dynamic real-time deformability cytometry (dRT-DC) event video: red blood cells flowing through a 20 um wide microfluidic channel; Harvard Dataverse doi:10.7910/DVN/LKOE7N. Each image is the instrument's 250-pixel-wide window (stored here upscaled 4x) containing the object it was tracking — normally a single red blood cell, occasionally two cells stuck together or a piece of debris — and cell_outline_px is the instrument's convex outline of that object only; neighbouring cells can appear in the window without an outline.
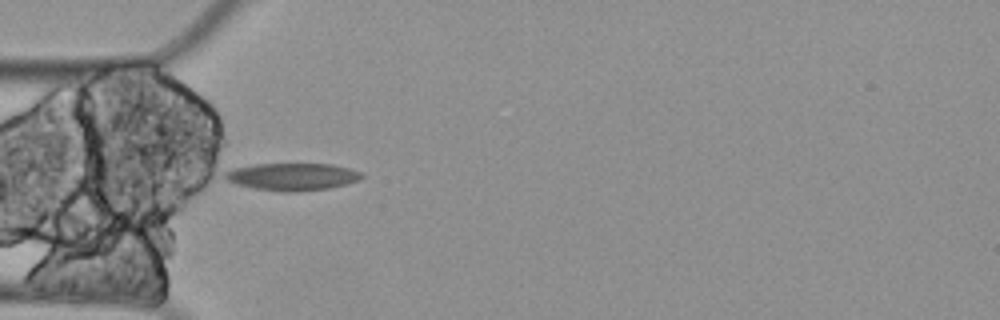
{"species": "Egyptian fruit bat (a non-hibernating species)", "species_latin": "Rousettus aegyptiacus", "temperature_condition": "cold", "stored_images_in_passage": 7, "camera_frame_rate_fps": 3000, "um_per_image_px": 0.085, "animal": {"sex": "female"}, "frame": {"image": 1, "passage_image": 4, "time_ms": 1.0, "image_size_px": [1000, 320], "cell_outline_px": [[364, 176], [360, 180], [328, 188], [300, 192], [284, 192], [256, 188], [236, 184], [228, 180], [224, 176], [224, 172], [232, 168], [256, 164], [332, 164], [348, 168], [360, 172]], "centroid_in_image_um": [24.84, 15.02], "position_along_channel_um": 60.2, "area_um2": 21.68}}
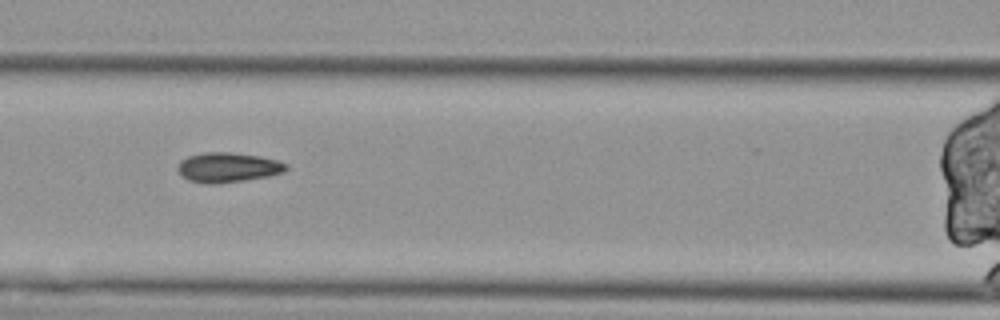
{"frame": {"image": 2, "passage_image": 6, "time_ms": 1.667, "image_size_px": [1000, 320], "cell_outline_px": [[288, 168], [284, 172], [268, 176], [244, 180], [188, 180], [180, 176], [176, 168], [176, 164], [180, 160], [188, 156], [204, 152], [232, 152], [260, 156], [276, 160], [288, 164]], "centroid_in_image_um": [19.37, 14.16], "position_along_channel_um": 147.2, "area_um2": 18.15}}
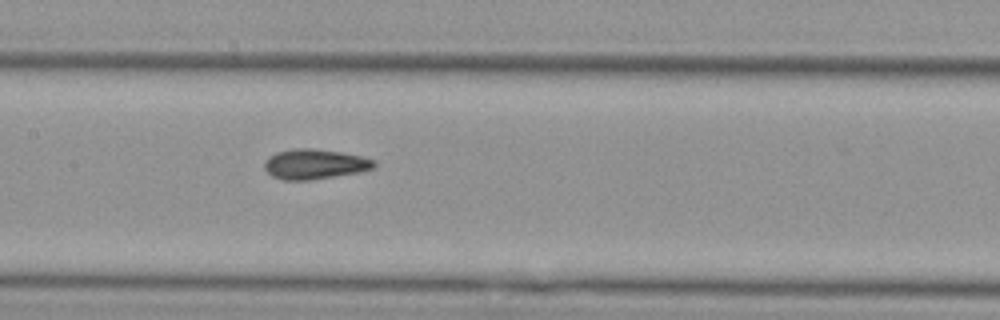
{"frame": {"image": 3, "passage_image": 7, "time_ms": 2.0, "image_size_px": [1000, 320], "cell_outline_px": [[376, 168], [360, 172], [308, 180], [284, 180], [272, 176], [264, 168], [264, 160], [268, 156], [276, 152], [296, 148], [312, 148], [340, 152], [360, 156], [376, 160]], "centroid_in_image_um": [26.75, 13.94], "position_along_channel_um": 180.7, "area_um2": 19.25}}